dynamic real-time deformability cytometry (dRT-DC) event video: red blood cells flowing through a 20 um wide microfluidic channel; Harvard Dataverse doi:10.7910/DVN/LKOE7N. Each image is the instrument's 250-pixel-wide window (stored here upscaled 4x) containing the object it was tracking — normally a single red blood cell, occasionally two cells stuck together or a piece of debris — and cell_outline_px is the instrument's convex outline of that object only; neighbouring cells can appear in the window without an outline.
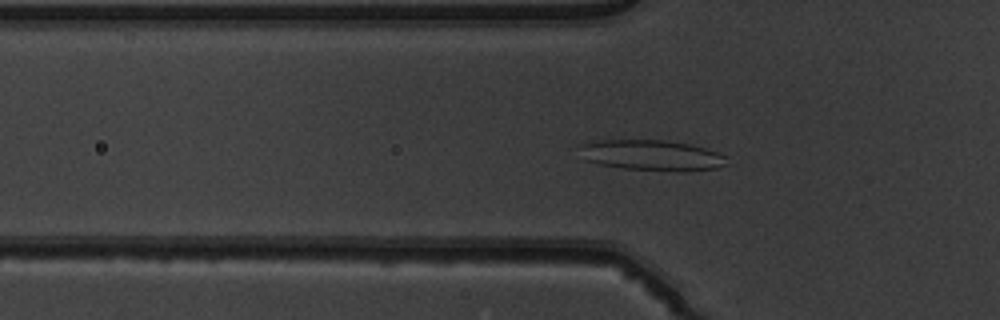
{"species": "common noctule bat (a hibernating species)", "species_latin": "Nyctalus noctula", "temperature_condition": "warm", "stored_images_in_passage": 43, "camera_frame_rate_fps": 3000, "um_per_image_px": 0.085, "animal": {"sex": "male", "body_mass_g": 19.5, "forearm_length_mm": 54.6}, "frame": {"image": 1, "passage_image": 14, "time_ms": 4.333, "image_size_px": [1000, 320], "cell_outline_px": [[728, 164], [716, 168], [684, 172], [676, 172], [624, 168], [600, 164], [584, 160], [580, 144], [596, 140], [668, 140], [692, 144], [728, 156]], "centroid_in_image_um": [55.46, 13.2], "position_along_channel_um": 70.3, "area_um2": 26.53}}
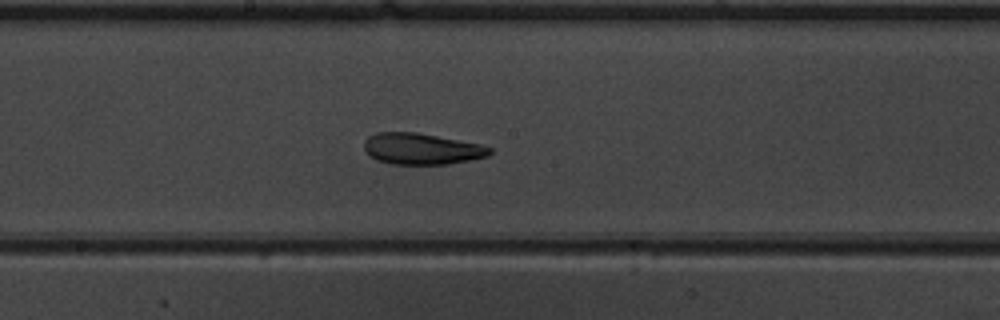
{"frame": {"image": 2, "passage_image": 25, "time_ms": 8.0, "image_size_px": [1000, 320], "cell_outline_px": [[492, 152], [488, 156], [448, 164], [392, 164], [376, 160], [368, 156], [364, 148], [364, 140], [368, 136], [376, 132], [416, 132], [480, 144], [492, 148]], "centroid_in_image_um": [35.79, 12.65], "position_along_channel_um": 212.4, "area_um2": 22.95}}
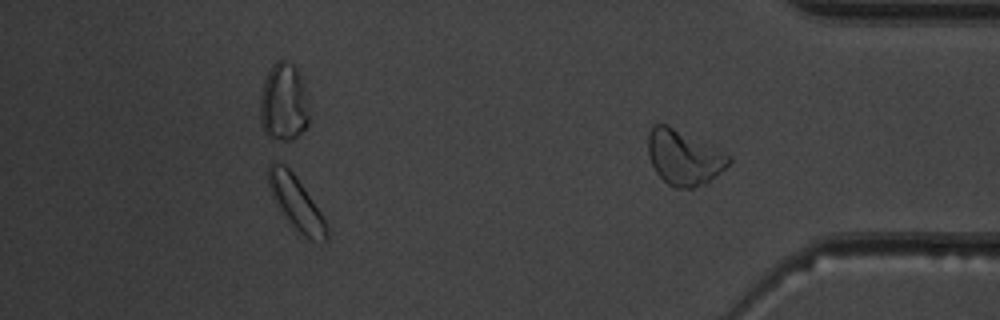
{"frame": {"image": 3, "passage_image": 38, "time_ms": 12.333, "image_size_px": [1000, 320], "cell_outline_px": [[328, 240], [308, 240], [292, 224], [276, 204], [268, 188], [268, 164], [272, 160], [276, 160], [284, 164], [296, 176], [320, 212], [328, 228]], "centroid_in_image_um": [25.14, 17.19], "position_along_channel_um": 410.1, "area_um2": 17.8}, "authors_computed_cell_mechanics": {"area_um2": 23.3512, "velocity_mm_per_s": 3.8902, "shape_relaxation_time_tau1_ms": 8.5336, "shape_relaxation_time_tau2_ms": 3.3504, "deformation_change_tau1": 0.2227, "deformation_change_tau2": 0.1022}}